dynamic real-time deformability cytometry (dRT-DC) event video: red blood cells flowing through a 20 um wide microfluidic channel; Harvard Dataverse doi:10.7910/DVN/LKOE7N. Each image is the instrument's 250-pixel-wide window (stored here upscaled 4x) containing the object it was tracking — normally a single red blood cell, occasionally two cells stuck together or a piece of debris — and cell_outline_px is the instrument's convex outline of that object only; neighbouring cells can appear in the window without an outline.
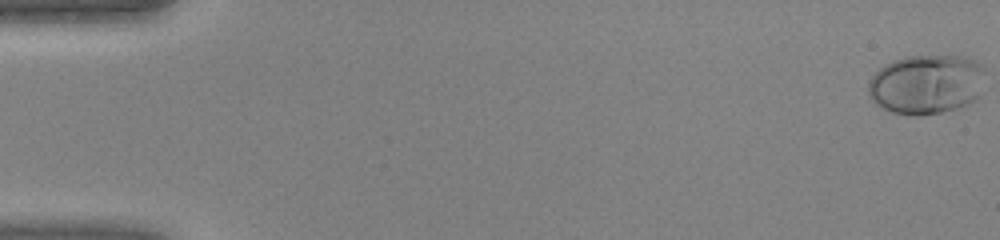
{"species": "human", "species_latin": "Homo sapiens", "temperature_condition": "warm", "stored_images_in_passage": 46, "camera_frame_rate_fps": 3000, "um_per_image_px": 0.085, "donor": {"sex": "female"}, "frame": {"image": 1, "passage_image": 1, "time_ms": 0.0, "image_size_px": [1000, 240], "cell_outline_px": [[984, 68], [976, 100], [960, 108], [920, 116], [912, 116], [892, 112], [876, 104], [868, 96], [868, 80], [884, 64], [908, 56], [964, 56], [980, 64]], "centroid_in_image_um": [78.7, 7.18], "position_along_channel_um": 6.3, "area_um2": 40.46}}
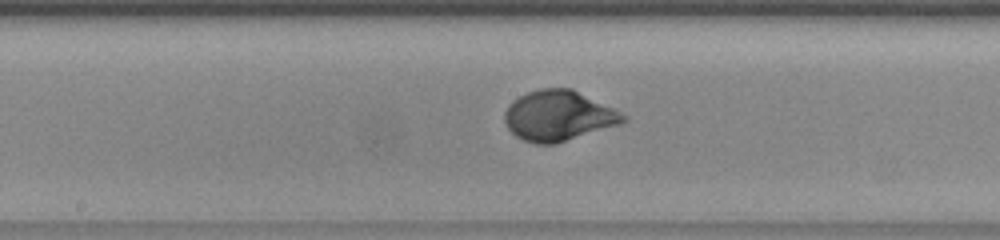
{"frame": {"image": 2, "passage_image": 25, "time_ms": 8.0, "image_size_px": [1000, 240], "cell_outline_px": [[628, 120], [620, 124], [556, 144], [536, 144], [524, 140], [516, 136], [508, 128], [504, 120], [504, 112], [508, 104], [512, 100], [528, 92], [540, 88], [572, 88], [628, 116]], "centroid_in_image_um": [47.45, 9.84], "position_along_channel_um": 200.7, "area_um2": 34.74}}
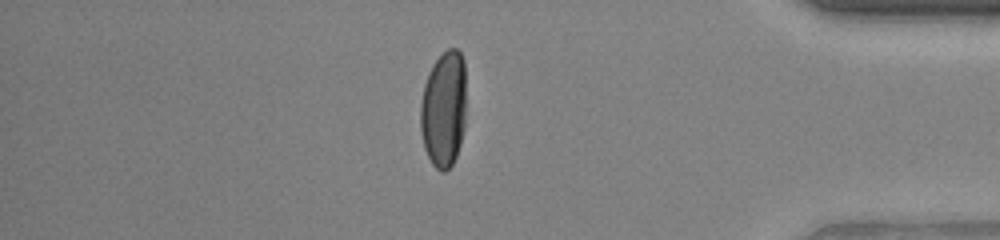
{"frame": {"image": 3, "passage_image": 40, "time_ms": 13.0, "image_size_px": [1000, 240], "cell_outline_px": [[464, 128], [460, 144], [456, 156], [452, 164], [444, 172], [440, 172], [432, 164], [424, 148], [420, 128], [420, 104], [424, 84], [428, 72], [432, 64], [448, 48], [456, 48], [460, 52], [464, 60]], "centroid_in_image_um": [37.69, 9.28], "position_along_channel_um": 397.5, "area_um2": 31.04}}